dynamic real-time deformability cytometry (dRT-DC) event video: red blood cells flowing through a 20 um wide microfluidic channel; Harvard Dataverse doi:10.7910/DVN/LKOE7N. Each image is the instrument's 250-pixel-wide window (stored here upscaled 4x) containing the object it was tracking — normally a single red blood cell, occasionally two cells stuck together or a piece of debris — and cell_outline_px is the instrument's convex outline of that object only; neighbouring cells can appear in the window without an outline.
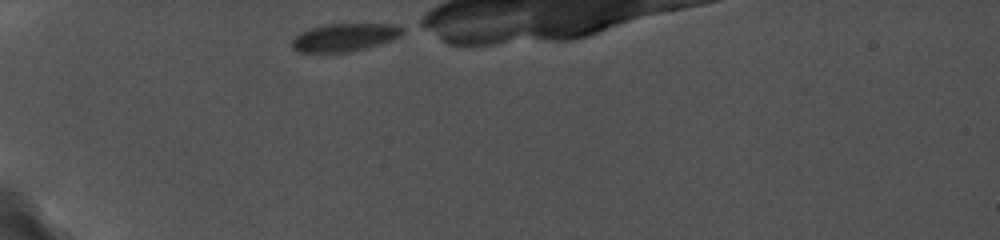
{"species": "common noctule bat (a hibernating species)", "species_latin": "Nyctalus noctula", "temperature_condition": "cold", "stored_images_in_passage": 32, "camera_frame_rate_fps": 5000, "um_per_image_px": 0.085, "animal": {"sex": "female", "body_mass_g": 19.0, "forearm_length_mm": 56.7}, "frame": {"image": 1, "passage_image": 1, "time_ms": 0.0, "image_size_px": [1000, 240], "cell_outline_px": [[404, 32], [400, 36], [392, 40], [380, 44], [348, 52], [296, 52], [292, 48], [292, 40], [300, 32], [312, 28], [328, 24], [396, 24], [404, 28]], "centroid_in_image_um": [29.31, 3.17], "position_along_channel_um": 55.7, "area_um2": 17.92}}
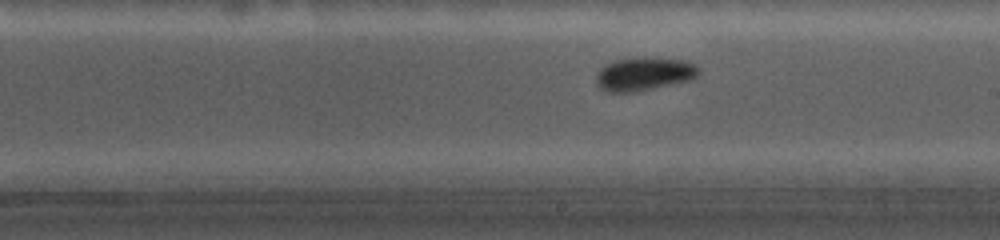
{"frame": {"image": 2, "passage_image": 16, "time_ms": 5.4, "image_size_px": [1000, 240], "cell_outline_px": [[700, 72], [696, 76], [688, 80], [652, 88], [632, 92], [608, 92], [600, 88], [596, 84], [596, 72], [604, 64], [612, 60], [680, 60], [692, 64]], "centroid_in_image_um": [54.62, 6.33], "position_along_channel_um": 234.4, "area_um2": 18.84}}
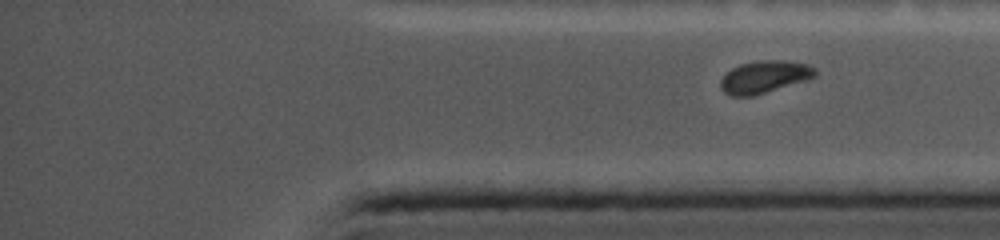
{"frame": {"image": 3, "passage_image": 32, "time_ms": 9.0, "image_size_px": [1000, 240], "cell_outline_px": [[816, 76], [804, 80], [752, 96], [732, 96], [724, 92], [720, 88], [720, 80], [732, 68], [740, 64], [756, 60], [784, 60], [808, 64], [816, 68]], "centroid_in_image_um": [64.96, 6.52], "position_along_channel_um": 370.2, "area_um2": 17.63}}